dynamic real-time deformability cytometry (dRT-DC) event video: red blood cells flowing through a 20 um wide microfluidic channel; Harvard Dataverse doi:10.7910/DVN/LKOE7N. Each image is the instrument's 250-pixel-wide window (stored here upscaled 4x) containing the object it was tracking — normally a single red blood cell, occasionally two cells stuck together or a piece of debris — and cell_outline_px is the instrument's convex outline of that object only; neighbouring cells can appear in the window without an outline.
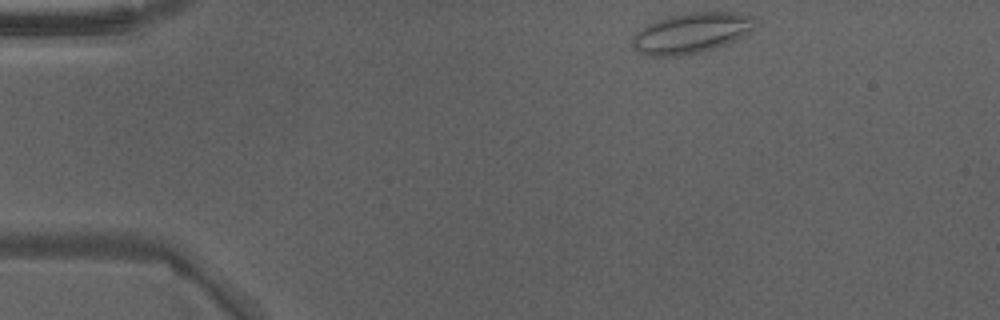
{"species": "Egyptian fruit bat (a non-hibernating species)", "species_latin": "Rousettus aegyptiacus", "temperature_condition": "warm", "stored_images_in_passage": 42, "camera_frame_rate_fps": 3000, "um_per_image_px": 0.085, "animal": {"sex": "male"}, "frame": {"image": 1, "passage_image": 1, "time_ms": 0.0, "image_size_px": [1000, 320], "cell_outline_px": [[756, 16], [752, 28], [728, 44], [696, 52], [676, 56], [648, 56], [632, 48], [632, 36], [636, 32], [648, 24], [656, 20], [680, 12], [736, 12]], "centroid_in_image_um": [58.71, 2.78], "position_along_channel_um": 26.3, "area_um2": 28.78}}
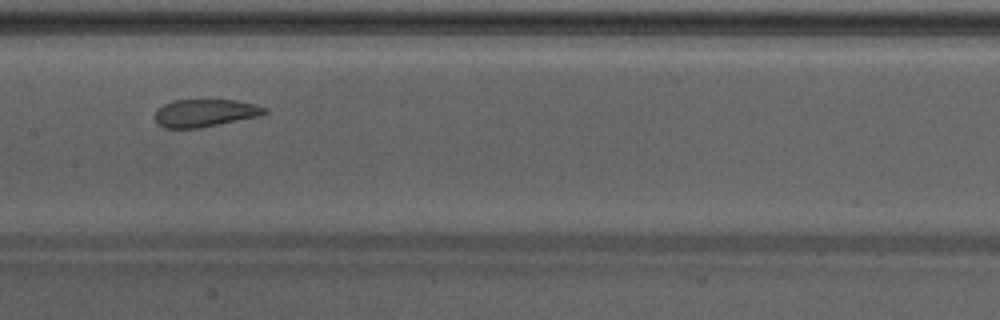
{"frame": {"image": 2, "passage_image": 18, "time_ms": 5.667, "image_size_px": [1000, 320], "cell_outline_px": [[268, 112], [260, 116], [200, 128], [164, 128], [156, 124], [156, 112], [164, 104], [172, 100], [236, 100], [256, 104], [268, 108]], "centroid_in_image_um": [17.46, 9.6], "position_along_channel_um": 189.9, "area_um2": 17.74}}
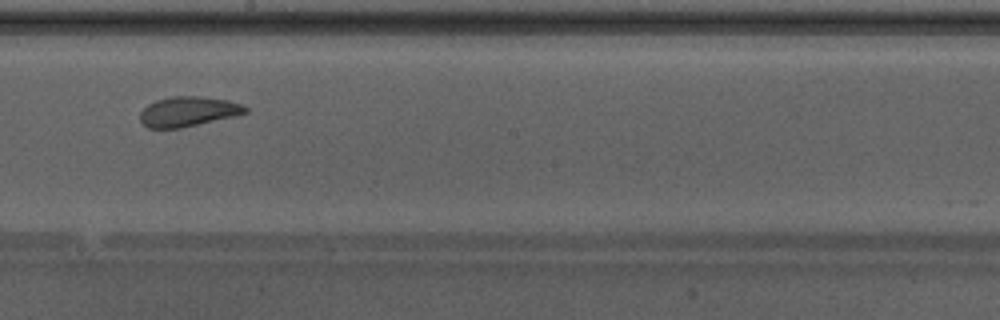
{"frame": {"image": 3, "passage_image": 21, "time_ms": 6.667, "image_size_px": [1000, 320], "cell_outline_px": [[248, 112], [236, 116], [180, 128], [148, 128], [140, 120], [140, 112], [148, 104], [156, 100], [168, 96], [196, 96], [228, 100], [240, 104], [248, 108]], "centroid_in_image_um": [15.99, 9.48], "position_along_channel_um": 232.2, "area_um2": 18.32}, "authors_computed_cell_mechanics": {"area_um2": 20.1144, "velocity_mm_per_s": 4.2472, "shape_relaxation_time_tau1_ms": null, "shape_relaxation_time_tau2_ms": 0.9538, "deformation_change_tau1": null, "deformation_change_tau2": 0.071}}